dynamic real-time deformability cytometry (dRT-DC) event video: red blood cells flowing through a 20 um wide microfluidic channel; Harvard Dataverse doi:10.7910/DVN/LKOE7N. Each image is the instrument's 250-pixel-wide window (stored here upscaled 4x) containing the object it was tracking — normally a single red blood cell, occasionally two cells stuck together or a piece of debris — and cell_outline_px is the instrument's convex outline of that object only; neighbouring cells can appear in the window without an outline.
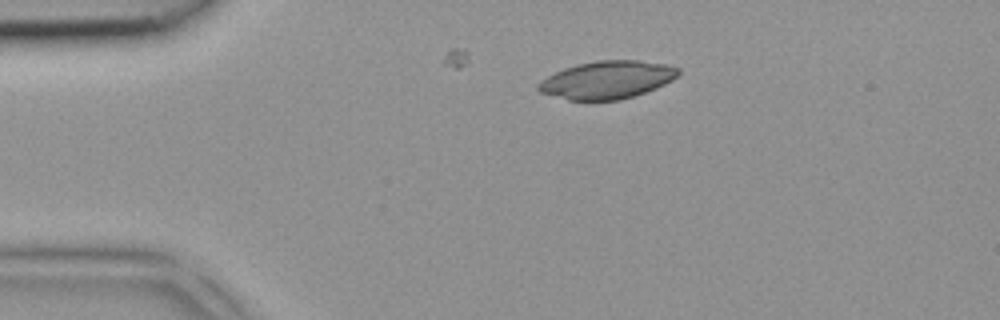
{"species": "common noctule bat (a hibernating species)", "species_latin": "Nyctalus noctula", "temperature_condition": "room temperature", "stored_images_in_passage": 2, "camera_frame_rate_fps": 3000, "um_per_image_px": 0.085, "animal": {"sex": "female", "body_mass_g": 18.4}, "frame": {"image": 1, "passage_image": 1, "time_ms": 0.0, "image_size_px": [1000, 320], "cell_outline_px": [[680, 76], [656, 88], [620, 100], [568, 100], [540, 92], [536, 88], [536, 84], [540, 80], [564, 68], [576, 64], [596, 60], [640, 60], [668, 64], [680, 68]], "centroid_in_image_um": [51.62, 6.77], "position_along_channel_um": 33.4, "area_um2": 31.04}}